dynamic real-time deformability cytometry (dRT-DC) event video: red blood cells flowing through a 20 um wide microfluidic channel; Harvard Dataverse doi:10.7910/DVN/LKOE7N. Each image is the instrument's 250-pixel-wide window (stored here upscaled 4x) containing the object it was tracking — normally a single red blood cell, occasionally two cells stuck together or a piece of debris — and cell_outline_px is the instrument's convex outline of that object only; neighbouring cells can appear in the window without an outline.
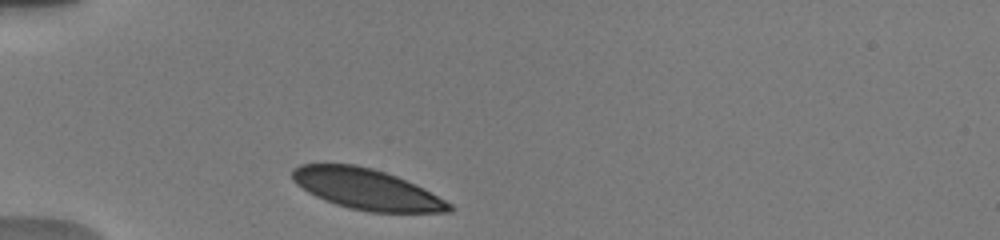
{"species": "human", "species_latin": "Homo sapiens", "temperature_condition": "warm", "stored_images_in_passage": 3, "camera_frame_rate_fps": 3000, "um_per_image_px": 0.085, "donor": {"sex": "male"}, "frame": {"image": 1, "passage_image": 1, "time_ms": 0.0, "image_size_px": [1000, 240], "cell_outline_px": [[452, 212], [368, 212], [348, 208], [324, 200], [308, 192], [296, 184], [292, 180], [292, 168], [300, 164], [356, 164], [372, 168], [396, 176], [452, 204]], "centroid_in_image_um": [31.08, 16.08], "position_along_channel_um": 53.9, "area_um2": 36.76}}
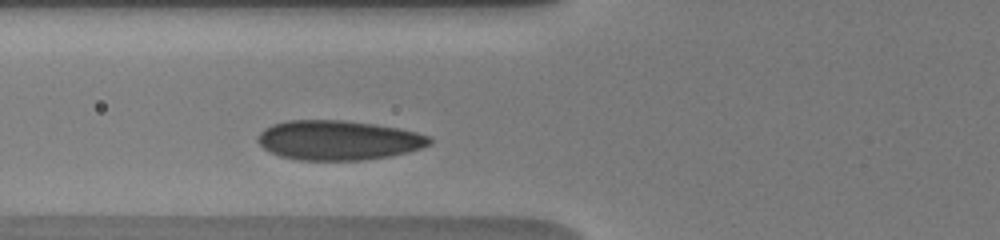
{"frame": {"image": 2, "passage_image": 3, "time_ms": 1.667, "image_size_px": [1000, 240], "cell_outline_px": [[432, 144], [408, 152], [388, 156], [360, 160], [300, 160], [280, 156], [264, 148], [256, 140], [260, 132], [264, 128], [272, 124], [288, 120], [340, 120], [372, 124], [396, 128], [416, 132], [432, 136]], "centroid_in_image_um": [28.75, 11.92], "position_along_channel_um": 97.0, "area_um2": 39.48}}